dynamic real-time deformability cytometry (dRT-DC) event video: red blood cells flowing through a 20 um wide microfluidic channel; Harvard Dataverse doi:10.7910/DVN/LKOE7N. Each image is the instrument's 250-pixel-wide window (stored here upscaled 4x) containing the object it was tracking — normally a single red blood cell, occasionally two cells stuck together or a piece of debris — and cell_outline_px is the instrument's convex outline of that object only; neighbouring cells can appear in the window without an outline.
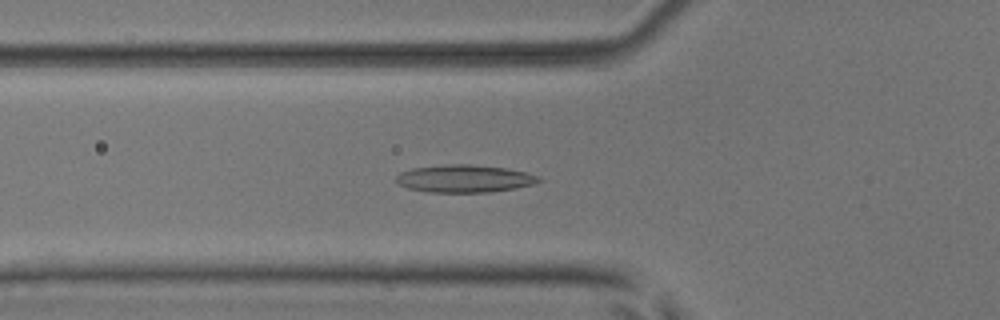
{"species": "common noctule bat (a hibernating species)", "species_latin": "Nyctalus noctula", "temperature_condition": "room temperature", "stored_images_in_passage": 43, "camera_frame_rate_fps": 3000, "um_per_image_px": 0.085, "animal": {"sex": "male", "body_mass_g": 17.9, "forearm_length_mm": 54.2}, "frame": {"image": 1, "passage_image": 9, "time_ms": 2.667, "image_size_px": [1000, 320], "cell_outline_px": [[544, 180], [532, 184], [516, 188], [488, 192], [428, 192], [408, 188], [400, 184], [396, 180], [396, 176], [400, 172], [412, 168], [444, 164], [468, 164], [504, 168], [524, 172], [540, 176]], "centroid_in_image_um": [39.47, 15.18], "position_along_channel_um": 86.3, "area_um2": 22.83}}
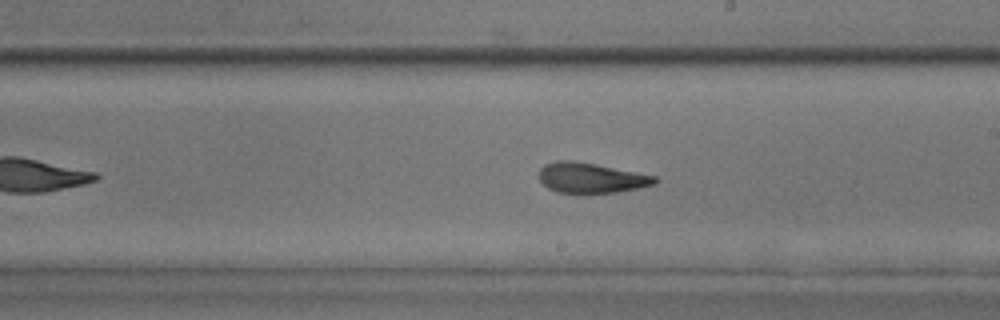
{"frame": {"image": 2, "passage_image": 21, "time_ms": 6.667, "image_size_px": [1000, 320], "cell_outline_px": [[660, 180], [656, 184], [616, 192], [556, 192], [548, 188], [540, 180], [540, 168], [544, 164], [556, 160], [572, 160], [596, 164], [656, 176]], "centroid_in_image_um": [50.24, 15.1], "position_along_channel_um": 238.8, "area_um2": 20.17}}
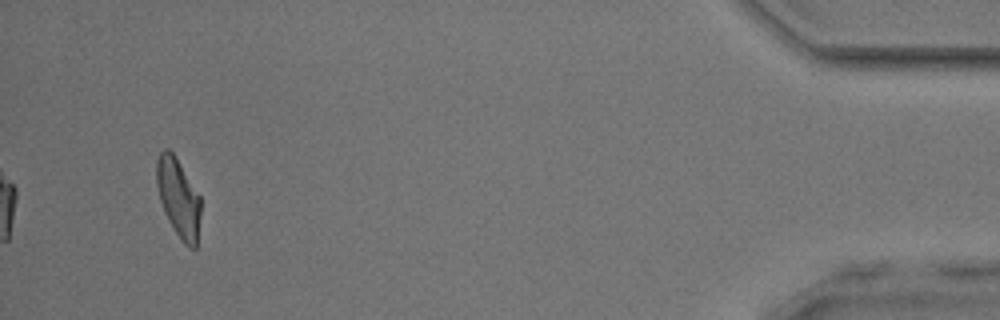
{"frame": {"image": 3, "passage_image": 41, "time_ms": 13.333, "image_size_px": [1000, 320], "cell_outline_px": [[200, 216], [196, 248], [188, 248], [184, 244], [168, 220], [164, 212], [160, 200], [156, 184], [156, 160], [160, 152], [164, 148], [168, 148], [176, 156], [200, 196]], "centroid_in_image_um": [15.15, 16.79], "position_along_channel_um": 420.0, "area_um2": 20.29}, "authors_computed_cell_mechanics": {"area_um2": 20.8658, "velocity_mm_per_s": 3.8182, "shape_relaxation_time_tau1_ms": 9.8171, "shape_relaxation_time_tau2_ms": 2.1205, "deformation_change_tau1": 0.2446, "deformation_change_tau2": 0.0944}}